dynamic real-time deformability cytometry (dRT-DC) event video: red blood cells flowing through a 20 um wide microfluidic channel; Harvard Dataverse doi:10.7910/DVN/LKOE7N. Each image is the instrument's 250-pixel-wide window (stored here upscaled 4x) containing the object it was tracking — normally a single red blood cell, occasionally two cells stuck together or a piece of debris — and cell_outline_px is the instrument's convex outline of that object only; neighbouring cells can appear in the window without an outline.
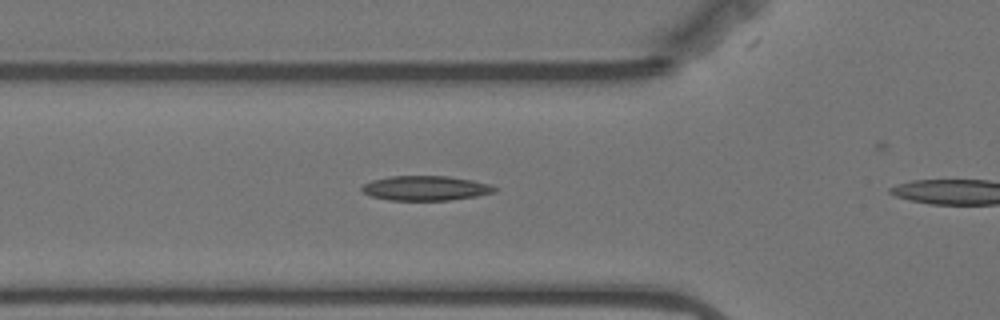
{"species": "Egyptian fruit bat (a non-hibernating species)", "species_latin": "Rousettus aegyptiacus", "temperature_condition": "warm", "stored_images_in_passage": 16, "camera_frame_rate_fps": 3000, "um_per_image_px": 0.085, "animal": {"sex": "female"}, "frame": {"image": 1, "passage_image": 4, "time_ms": 1.0, "image_size_px": [1000, 320], "cell_outline_px": [[496, 192], [476, 196], [452, 200], [388, 200], [372, 196], [364, 192], [360, 188], [364, 184], [372, 180], [388, 176], [448, 176], [472, 180], [492, 184], [496, 188]], "centroid_in_image_um": [36.2, 15.99], "position_along_channel_um": 89.6, "area_um2": 19.13}}
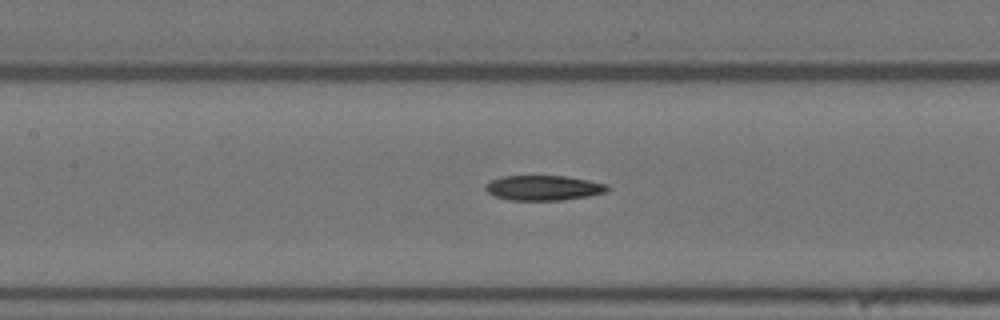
{"frame": {"image": 2, "passage_image": 10, "time_ms": 3.0, "image_size_px": [1000, 320], "cell_outline_px": [[612, 188], [608, 192], [588, 196], [564, 200], [508, 200], [496, 196], [488, 192], [484, 188], [484, 184], [492, 180], [504, 176], [564, 176], [588, 180], [608, 184]], "centroid_in_image_um": [46.24, 15.97], "position_along_channel_um": 161.2, "area_um2": 17.86}}
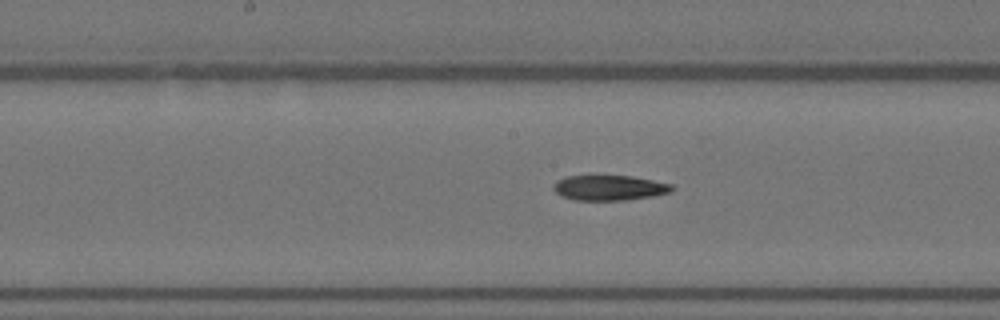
{"frame": {"image": 3, "passage_image": 13, "time_ms": 4.0, "image_size_px": [1000, 320], "cell_outline_px": [[676, 188], [672, 192], [652, 196], [628, 200], [572, 200], [560, 196], [552, 188], [552, 184], [556, 180], [564, 176], [632, 176], [672, 184]], "centroid_in_image_um": [51.77, 15.96], "position_along_channel_um": 196.4, "area_um2": 17.63}}